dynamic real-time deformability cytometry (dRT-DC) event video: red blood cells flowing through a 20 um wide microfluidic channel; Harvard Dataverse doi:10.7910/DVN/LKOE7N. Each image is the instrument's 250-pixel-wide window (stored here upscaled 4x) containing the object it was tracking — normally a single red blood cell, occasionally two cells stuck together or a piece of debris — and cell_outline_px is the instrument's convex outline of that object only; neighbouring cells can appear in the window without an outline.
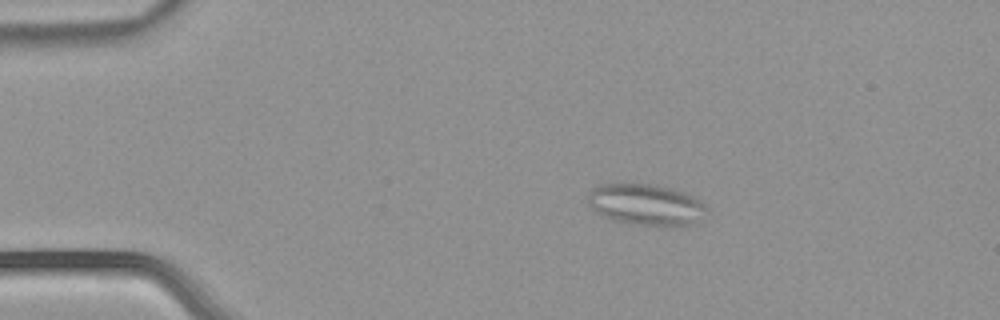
{"species": "common noctule bat (a hibernating species)", "species_latin": "Nyctalus noctula", "temperature_condition": "warm", "stored_images_in_passage": 54, "camera_frame_rate_fps": 3000, "um_per_image_px": 0.085, "animal": {"sex": "male", "body_mass_g": 21.5, "forearm_length_mm": 52.0}, "frame": {"image": 1, "passage_image": 11, "time_ms": 3.333, "image_size_px": [1000, 320], "cell_outline_px": [[712, 212], [704, 220], [696, 224], [668, 228], [660, 228], [612, 220], [596, 212], [588, 204], [588, 192], [596, 184], [656, 184], [672, 188], [684, 192], [692, 196], [704, 204]], "centroid_in_image_um": [55.01, 17.43], "position_along_channel_um": 30.0, "area_um2": 29.71}}
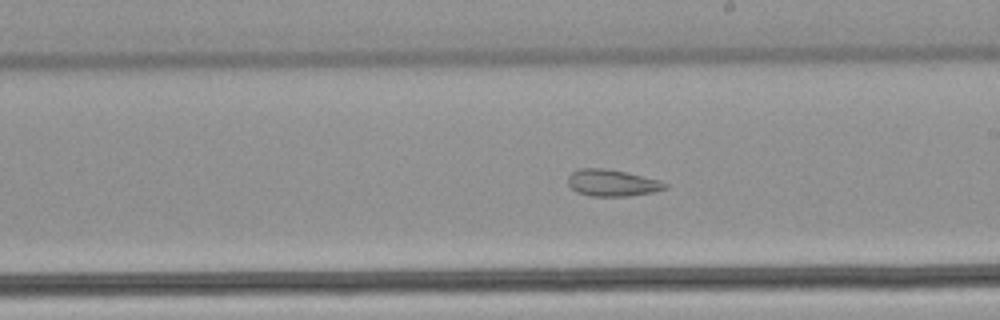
{"frame": {"image": 2, "passage_image": 32, "time_ms": 10.333, "image_size_px": [1000, 320], "cell_outline_px": [[668, 188], [652, 192], [628, 196], [592, 196], [576, 192], [568, 184], [568, 176], [572, 172], [580, 168], [604, 168], [624, 172], [660, 180], [668, 184]], "centroid_in_image_um": [52.03, 15.55], "position_along_channel_um": 237.0, "area_um2": 15.03}}
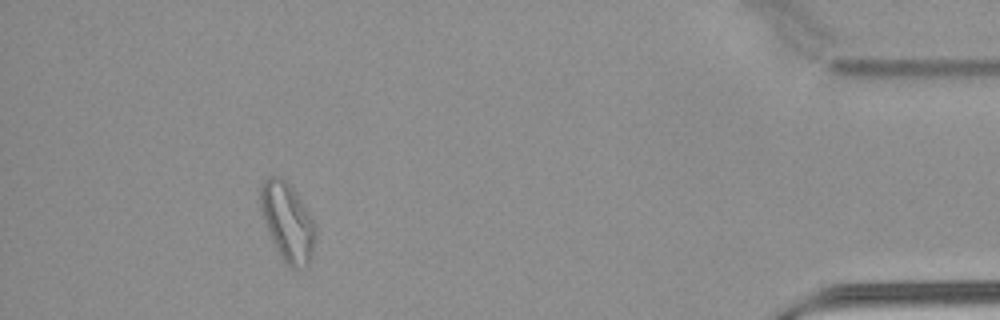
{"frame": {"image": 3, "passage_image": 50, "time_ms": 16.333, "image_size_px": [1000, 320], "cell_outline_px": [[316, 236], [312, 260], [304, 268], [292, 268], [280, 256], [264, 220], [260, 208], [260, 184], [268, 176], [280, 176], [296, 192], [308, 212], [316, 228]], "centroid_in_image_um": [24.45, 18.86], "position_along_channel_um": 410.7, "area_um2": 24.91}, "authors_computed_cell_mechanics": {"area_um2": 22.3108, "velocity_mm_per_s": 3.84, "shape_relaxation_time_tau1_ms": null, "shape_relaxation_time_tau2_ms": 3.0483, "deformation_change_tau1": null, "deformation_change_tau2": 0.0942}}